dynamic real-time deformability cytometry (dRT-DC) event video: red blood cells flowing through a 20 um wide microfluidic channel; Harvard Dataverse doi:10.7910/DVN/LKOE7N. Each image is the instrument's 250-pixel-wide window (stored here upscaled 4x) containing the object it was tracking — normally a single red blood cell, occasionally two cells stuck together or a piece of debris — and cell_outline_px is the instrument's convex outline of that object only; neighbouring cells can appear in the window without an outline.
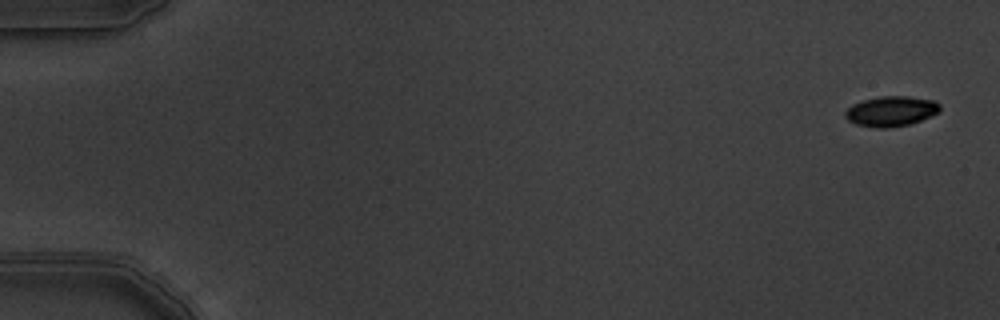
{"species": "common noctule bat (a hibernating species)", "species_latin": "Nyctalus noctula", "temperature_condition": "warm", "stored_images_in_passage": 6, "camera_frame_rate_fps": 3000, "um_per_image_px": 0.085, "animal": {"sex": "male", "body_mass_g": 19.5, "forearm_length_mm": 54.6}, "frame": {"image": 1, "passage_image": 1, "time_ms": 0.0, "image_size_px": [1000, 320], "cell_outline_px": [[940, 112], [912, 124], [888, 128], [876, 128], [856, 124], [848, 120], [844, 116], [844, 112], [852, 104], [864, 100], [880, 96], [908, 96], [932, 100], [940, 104]], "centroid_in_image_um": [75.74, 9.46], "position_along_channel_um": 9.3, "area_um2": 16.76}}
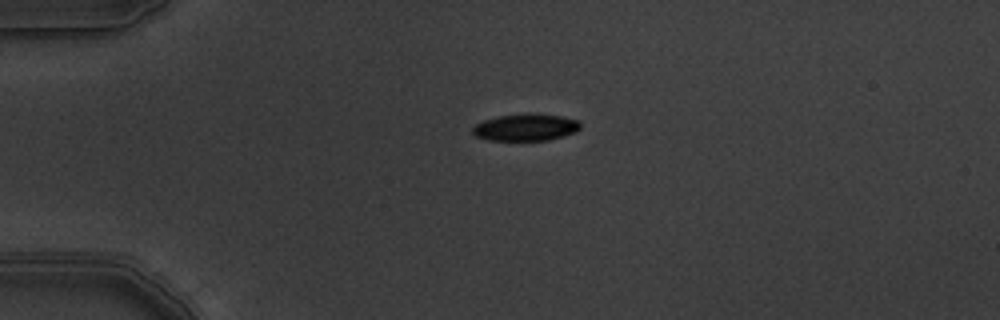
{"frame": {"image": 2, "passage_image": 5, "time_ms": 1.333, "image_size_px": [1000, 320], "cell_outline_px": [[580, 128], [576, 132], [564, 136], [548, 140], [488, 140], [476, 136], [472, 132], [472, 128], [476, 124], [484, 120], [500, 116], [528, 112], [560, 116], [580, 120]], "centroid_in_image_um": [44.71, 10.81], "position_along_channel_um": 40.3, "area_um2": 17.05}}